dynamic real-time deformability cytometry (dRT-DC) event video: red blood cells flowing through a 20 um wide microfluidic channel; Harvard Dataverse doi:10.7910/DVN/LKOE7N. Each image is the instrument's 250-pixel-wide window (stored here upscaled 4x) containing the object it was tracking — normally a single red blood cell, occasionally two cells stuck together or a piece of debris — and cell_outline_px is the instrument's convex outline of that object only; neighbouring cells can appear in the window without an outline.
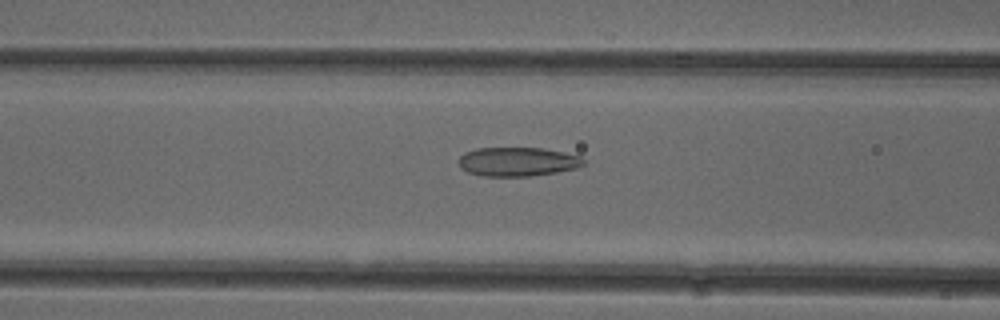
{"species": "common noctule bat (a hibernating species)", "species_latin": "Nyctalus noctula", "temperature_condition": "cold", "stored_images_in_passage": 36, "camera_frame_rate_fps": 3000, "um_per_image_px": 0.085, "animal": {"sex": "female"}, "frame": {"image": 1, "passage_image": 16, "time_ms": 5.0, "image_size_px": [1000, 320], "cell_outline_px": [[588, 160], [584, 164], [576, 168], [556, 172], [532, 176], [484, 176], [468, 172], [460, 168], [460, 156], [464, 152], [476, 148], [540, 148], [580, 156]], "centroid_in_image_um": [44.0, 13.75], "position_along_channel_um": 122.6, "area_um2": 21.04}}
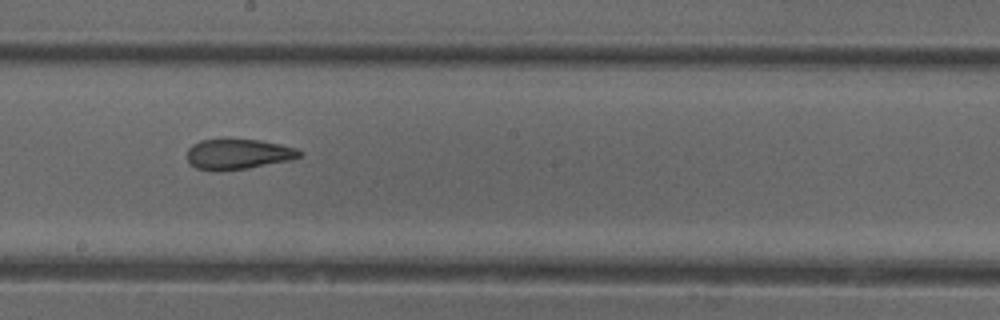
{"frame": {"image": 2, "passage_image": 24, "time_ms": 7.667, "image_size_px": [1000, 320], "cell_outline_px": [[304, 152], [300, 156], [292, 160], [248, 168], [220, 172], [216, 172], [196, 168], [188, 164], [188, 148], [192, 144], [200, 140], [260, 140], [280, 144], [296, 148]], "centroid_in_image_um": [20.24, 13.13], "position_along_channel_um": 228.0, "area_um2": 20.06}}
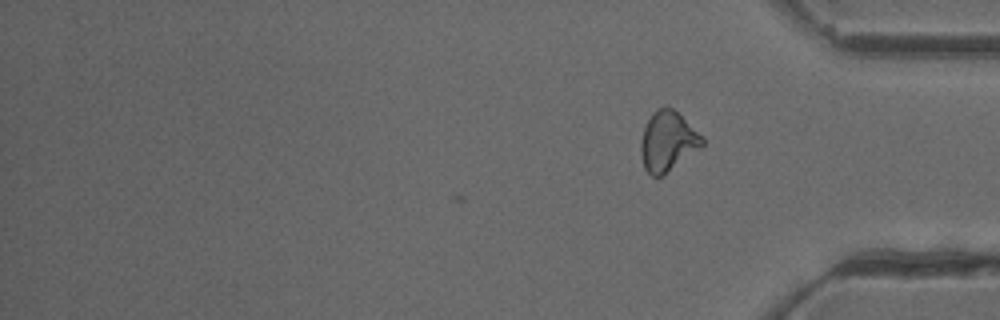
{"frame": {"image": 3, "passage_image": 36, "time_ms": 11.667, "image_size_px": [1000, 320], "cell_outline_px": [[704, 144], [660, 176], [652, 176], [644, 168], [640, 152], [640, 144], [644, 128], [652, 112], [656, 108], [668, 104], [704, 136]], "centroid_in_image_um": [56.74, 11.95], "position_along_channel_um": 378.5, "area_um2": 21.15}, "authors_computed_cell_mechanics": {"area_um2": 21.2704, "velocity_mm_per_s": 3.9434, "shape_relaxation_time_tau1_ms": null, "shape_relaxation_time_tau2_ms": 1.8963, "deformation_change_tau1": null, "deformation_change_tau2": 0.0935}}